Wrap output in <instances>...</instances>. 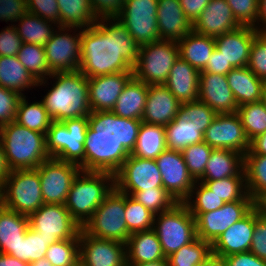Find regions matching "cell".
<instances>
[{
  "label": "cell",
  "mask_w": 266,
  "mask_h": 266,
  "mask_svg": "<svg viewBox=\"0 0 266 266\" xmlns=\"http://www.w3.org/2000/svg\"><path fill=\"white\" fill-rule=\"evenodd\" d=\"M79 71L87 78L133 72L139 45L127 28L114 18L99 19L82 29Z\"/></svg>",
  "instance_id": "obj_1"
},
{
  "label": "cell",
  "mask_w": 266,
  "mask_h": 266,
  "mask_svg": "<svg viewBox=\"0 0 266 266\" xmlns=\"http://www.w3.org/2000/svg\"><path fill=\"white\" fill-rule=\"evenodd\" d=\"M37 87L48 88L41 101L53 121L90 115L88 79L79 70L53 73L47 80L38 82Z\"/></svg>",
  "instance_id": "obj_2"
},
{
  "label": "cell",
  "mask_w": 266,
  "mask_h": 266,
  "mask_svg": "<svg viewBox=\"0 0 266 266\" xmlns=\"http://www.w3.org/2000/svg\"><path fill=\"white\" fill-rule=\"evenodd\" d=\"M114 187V174L81 170L72 182L64 205L83 227Z\"/></svg>",
  "instance_id": "obj_3"
},
{
  "label": "cell",
  "mask_w": 266,
  "mask_h": 266,
  "mask_svg": "<svg viewBox=\"0 0 266 266\" xmlns=\"http://www.w3.org/2000/svg\"><path fill=\"white\" fill-rule=\"evenodd\" d=\"M0 141L12 170L36 169L50 159L46 134L30 130L15 121L0 127Z\"/></svg>",
  "instance_id": "obj_4"
},
{
  "label": "cell",
  "mask_w": 266,
  "mask_h": 266,
  "mask_svg": "<svg viewBox=\"0 0 266 266\" xmlns=\"http://www.w3.org/2000/svg\"><path fill=\"white\" fill-rule=\"evenodd\" d=\"M87 127L88 116L53 121L46 133V150L50 158L74 163L85 171Z\"/></svg>",
  "instance_id": "obj_5"
},
{
  "label": "cell",
  "mask_w": 266,
  "mask_h": 266,
  "mask_svg": "<svg viewBox=\"0 0 266 266\" xmlns=\"http://www.w3.org/2000/svg\"><path fill=\"white\" fill-rule=\"evenodd\" d=\"M0 204L19 214L29 216L43 204L38 169H16L4 181Z\"/></svg>",
  "instance_id": "obj_6"
},
{
  "label": "cell",
  "mask_w": 266,
  "mask_h": 266,
  "mask_svg": "<svg viewBox=\"0 0 266 266\" xmlns=\"http://www.w3.org/2000/svg\"><path fill=\"white\" fill-rule=\"evenodd\" d=\"M153 230L166 258L197 237L195 218L184 202L155 215Z\"/></svg>",
  "instance_id": "obj_7"
},
{
  "label": "cell",
  "mask_w": 266,
  "mask_h": 266,
  "mask_svg": "<svg viewBox=\"0 0 266 266\" xmlns=\"http://www.w3.org/2000/svg\"><path fill=\"white\" fill-rule=\"evenodd\" d=\"M82 229L93 237L126 244L131 234L125 220V194L114 187Z\"/></svg>",
  "instance_id": "obj_8"
},
{
  "label": "cell",
  "mask_w": 266,
  "mask_h": 266,
  "mask_svg": "<svg viewBox=\"0 0 266 266\" xmlns=\"http://www.w3.org/2000/svg\"><path fill=\"white\" fill-rule=\"evenodd\" d=\"M178 58L179 46L175 41L159 40L144 44L139 46L133 76L148 85L165 84Z\"/></svg>",
  "instance_id": "obj_9"
},
{
  "label": "cell",
  "mask_w": 266,
  "mask_h": 266,
  "mask_svg": "<svg viewBox=\"0 0 266 266\" xmlns=\"http://www.w3.org/2000/svg\"><path fill=\"white\" fill-rule=\"evenodd\" d=\"M157 5V0H125L115 17L139 46L160 40Z\"/></svg>",
  "instance_id": "obj_10"
},
{
  "label": "cell",
  "mask_w": 266,
  "mask_h": 266,
  "mask_svg": "<svg viewBox=\"0 0 266 266\" xmlns=\"http://www.w3.org/2000/svg\"><path fill=\"white\" fill-rule=\"evenodd\" d=\"M29 228L41 233L49 245L60 240L79 238L81 226L64 204H43L28 216Z\"/></svg>",
  "instance_id": "obj_11"
},
{
  "label": "cell",
  "mask_w": 266,
  "mask_h": 266,
  "mask_svg": "<svg viewBox=\"0 0 266 266\" xmlns=\"http://www.w3.org/2000/svg\"><path fill=\"white\" fill-rule=\"evenodd\" d=\"M82 29L60 27L45 44V55L50 72H73L80 68Z\"/></svg>",
  "instance_id": "obj_12"
},
{
  "label": "cell",
  "mask_w": 266,
  "mask_h": 266,
  "mask_svg": "<svg viewBox=\"0 0 266 266\" xmlns=\"http://www.w3.org/2000/svg\"><path fill=\"white\" fill-rule=\"evenodd\" d=\"M115 188L127 195L163 187L161 173L153 159H143L131 154L114 174Z\"/></svg>",
  "instance_id": "obj_13"
},
{
  "label": "cell",
  "mask_w": 266,
  "mask_h": 266,
  "mask_svg": "<svg viewBox=\"0 0 266 266\" xmlns=\"http://www.w3.org/2000/svg\"><path fill=\"white\" fill-rule=\"evenodd\" d=\"M45 204H65L73 180L81 168L70 162L50 158L37 167Z\"/></svg>",
  "instance_id": "obj_14"
},
{
  "label": "cell",
  "mask_w": 266,
  "mask_h": 266,
  "mask_svg": "<svg viewBox=\"0 0 266 266\" xmlns=\"http://www.w3.org/2000/svg\"><path fill=\"white\" fill-rule=\"evenodd\" d=\"M142 120L117 116L112 111L90 112L86 137L117 138L131 153L136 145Z\"/></svg>",
  "instance_id": "obj_15"
},
{
  "label": "cell",
  "mask_w": 266,
  "mask_h": 266,
  "mask_svg": "<svg viewBox=\"0 0 266 266\" xmlns=\"http://www.w3.org/2000/svg\"><path fill=\"white\" fill-rule=\"evenodd\" d=\"M254 208V201L227 202L221 208L200 213L195 218L196 236L211 245L228 227Z\"/></svg>",
  "instance_id": "obj_16"
},
{
  "label": "cell",
  "mask_w": 266,
  "mask_h": 266,
  "mask_svg": "<svg viewBox=\"0 0 266 266\" xmlns=\"http://www.w3.org/2000/svg\"><path fill=\"white\" fill-rule=\"evenodd\" d=\"M85 171L115 174L131 154L117 138L85 137Z\"/></svg>",
  "instance_id": "obj_17"
},
{
  "label": "cell",
  "mask_w": 266,
  "mask_h": 266,
  "mask_svg": "<svg viewBox=\"0 0 266 266\" xmlns=\"http://www.w3.org/2000/svg\"><path fill=\"white\" fill-rule=\"evenodd\" d=\"M204 142L213 149H228L243 155L250 148L237 113L217 114L204 132Z\"/></svg>",
  "instance_id": "obj_18"
},
{
  "label": "cell",
  "mask_w": 266,
  "mask_h": 266,
  "mask_svg": "<svg viewBox=\"0 0 266 266\" xmlns=\"http://www.w3.org/2000/svg\"><path fill=\"white\" fill-rule=\"evenodd\" d=\"M79 266H127L126 244L79 233Z\"/></svg>",
  "instance_id": "obj_19"
},
{
  "label": "cell",
  "mask_w": 266,
  "mask_h": 266,
  "mask_svg": "<svg viewBox=\"0 0 266 266\" xmlns=\"http://www.w3.org/2000/svg\"><path fill=\"white\" fill-rule=\"evenodd\" d=\"M155 161L165 190L177 202H184L190 196L196 181L190 175L182 153L166 149Z\"/></svg>",
  "instance_id": "obj_20"
},
{
  "label": "cell",
  "mask_w": 266,
  "mask_h": 266,
  "mask_svg": "<svg viewBox=\"0 0 266 266\" xmlns=\"http://www.w3.org/2000/svg\"><path fill=\"white\" fill-rule=\"evenodd\" d=\"M132 77L133 72H119L87 78L91 112L111 111Z\"/></svg>",
  "instance_id": "obj_21"
},
{
  "label": "cell",
  "mask_w": 266,
  "mask_h": 266,
  "mask_svg": "<svg viewBox=\"0 0 266 266\" xmlns=\"http://www.w3.org/2000/svg\"><path fill=\"white\" fill-rule=\"evenodd\" d=\"M242 26L234 17L226 0H210L192 24V31L212 38L231 32Z\"/></svg>",
  "instance_id": "obj_22"
},
{
  "label": "cell",
  "mask_w": 266,
  "mask_h": 266,
  "mask_svg": "<svg viewBox=\"0 0 266 266\" xmlns=\"http://www.w3.org/2000/svg\"><path fill=\"white\" fill-rule=\"evenodd\" d=\"M198 100L217 114L236 113L238 104L228 85L226 75L200 72Z\"/></svg>",
  "instance_id": "obj_23"
},
{
  "label": "cell",
  "mask_w": 266,
  "mask_h": 266,
  "mask_svg": "<svg viewBox=\"0 0 266 266\" xmlns=\"http://www.w3.org/2000/svg\"><path fill=\"white\" fill-rule=\"evenodd\" d=\"M256 33L252 26H240L216 37L215 48L234 68L245 67L249 62L250 48Z\"/></svg>",
  "instance_id": "obj_24"
},
{
  "label": "cell",
  "mask_w": 266,
  "mask_h": 266,
  "mask_svg": "<svg viewBox=\"0 0 266 266\" xmlns=\"http://www.w3.org/2000/svg\"><path fill=\"white\" fill-rule=\"evenodd\" d=\"M180 102L164 85H149L142 122L166 126L174 120Z\"/></svg>",
  "instance_id": "obj_25"
},
{
  "label": "cell",
  "mask_w": 266,
  "mask_h": 266,
  "mask_svg": "<svg viewBox=\"0 0 266 266\" xmlns=\"http://www.w3.org/2000/svg\"><path fill=\"white\" fill-rule=\"evenodd\" d=\"M254 231V208L241 220L228 227L211 245L212 253L226 257L250 250Z\"/></svg>",
  "instance_id": "obj_26"
},
{
  "label": "cell",
  "mask_w": 266,
  "mask_h": 266,
  "mask_svg": "<svg viewBox=\"0 0 266 266\" xmlns=\"http://www.w3.org/2000/svg\"><path fill=\"white\" fill-rule=\"evenodd\" d=\"M157 24L160 40L180 41L192 31L179 0H157Z\"/></svg>",
  "instance_id": "obj_27"
},
{
  "label": "cell",
  "mask_w": 266,
  "mask_h": 266,
  "mask_svg": "<svg viewBox=\"0 0 266 266\" xmlns=\"http://www.w3.org/2000/svg\"><path fill=\"white\" fill-rule=\"evenodd\" d=\"M200 71L180 56L172 66L164 84L182 104L198 100Z\"/></svg>",
  "instance_id": "obj_28"
},
{
  "label": "cell",
  "mask_w": 266,
  "mask_h": 266,
  "mask_svg": "<svg viewBox=\"0 0 266 266\" xmlns=\"http://www.w3.org/2000/svg\"><path fill=\"white\" fill-rule=\"evenodd\" d=\"M28 228V216L0 204V253L17 258V245Z\"/></svg>",
  "instance_id": "obj_29"
},
{
  "label": "cell",
  "mask_w": 266,
  "mask_h": 266,
  "mask_svg": "<svg viewBox=\"0 0 266 266\" xmlns=\"http://www.w3.org/2000/svg\"><path fill=\"white\" fill-rule=\"evenodd\" d=\"M127 264H142L166 259L156 232H136L126 243Z\"/></svg>",
  "instance_id": "obj_30"
},
{
  "label": "cell",
  "mask_w": 266,
  "mask_h": 266,
  "mask_svg": "<svg viewBox=\"0 0 266 266\" xmlns=\"http://www.w3.org/2000/svg\"><path fill=\"white\" fill-rule=\"evenodd\" d=\"M245 176L244 155L228 149H213L200 180Z\"/></svg>",
  "instance_id": "obj_31"
},
{
  "label": "cell",
  "mask_w": 266,
  "mask_h": 266,
  "mask_svg": "<svg viewBox=\"0 0 266 266\" xmlns=\"http://www.w3.org/2000/svg\"><path fill=\"white\" fill-rule=\"evenodd\" d=\"M149 85L134 76L128 81L111 110L117 116L142 120Z\"/></svg>",
  "instance_id": "obj_32"
},
{
  "label": "cell",
  "mask_w": 266,
  "mask_h": 266,
  "mask_svg": "<svg viewBox=\"0 0 266 266\" xmlns=\"http://www.w3.org/2000/svg\"><path fill=\"white\" fill-rule=\"evenodd\" d=\"M226 78L238 106L261 101L264 81L259 79L247 66L232 69Z\"/></svg>",
  "instance_id": "obj_33"
},
{
  "label": "cell",
  "mask_w": 266,
  "mask_h": 266,
  "mask_svg": "<svg viewBox=\"0 0 266 266\" xmlns=\"http://www.w3.org/2000/svg\"><path fill=\"white\" fill-rule=\"evenodd\" d=\"M177 43L179 56L199 71L206 67L215 49V38L200 35L193 31L186 34Z\"/></svg>",
  "instance_id": "obj_34"
},
{
  "label": "cell",
  "mask_w": 266,
  "mask_h": 266,
  "mask_svg": "<svg viewBox=\"0 0 266 266\" xmlns=\"http://www.w3.org/2000/svg\"><path fill=\"white\" fill-rule=\"evenodd\" d=\"M37 85L38 82L20 63L17 56H0V86L25 96V91L32 88L35 90Z\"/></svg>",
  "instance_id": "obj_35"
},
{
  "label": "cell",
  "mask_w": 266,
  "mask_h": 266,
  "mask_svg": "<svg viewBox=\"0 0 266 266\" xmlns=\"http://www.w3.org/2000/svg\"><path fill=\"white\" fill-rule=\"evenodd\" d=\"M166 149L165 126L142 122L131 155L155 160Z\"/></svg>",
  "instance_id": "obj_36"
},
{
  "label": "cell",
  "mask_w": 266,
  "mask_h": 266,
  "mask_svg": "<svg viewBox=\"0 0 266 266\" xmlns=\"http://www.w3.org/2000/svg\"><path fill=\"white\" fill-rule=\"evenodd\" d=\"M16 23L17 24H14V27L23 42L43 47L59 26L55 22L42 19L41 17L28 12Z\"/></svg>",
  "instance_id": "obj_37"
},
{
  "label": "cell",
  "mask_w": 266,
  "mask_h": 266,
  "mask_svg": "<svg viewBox=\"0 0 266 266\" xmlns=\"http://www.w3.org/2000/svg\"><path fill=\"white\" fill-rule=\"evenodd\" d=\"M60 11V27L85 29L99 19L91 7L90 0H57Z\"/></svg>",
  "instance_id": "obj_38"
},
{
  "label": "cell",
  "mask_w": 266,
  "mask_h": 266,
  "mask_svg": "<svg viewBox=\"0 0 266 266\" xmlns=\"http://www.w3.org/2000/svg\"><path fill=\"white\" fill-rule=\"evenodd\" d=\"M26 96H22L19 100L14 121L30 130L46 134L53 119L48 114L41 100H34L31 103Z\"/></svg>",
  "instance_id": "obj_39"
},
{
  "label": "cell",
  "mask_w": 266,
  "mask_h": 266,
  "mask_svg": "<svg viewBox=\"0 0 266 266\" xmlns=\"http://www.w3.org/2000/svg\"><path fill=\"white\" fill-rule=\"evenodd\" d=\"M165 136L167 149L180 152L204 141V134L192 121L173 120L165 126Z\"/></svg>",
  "instance_id": "obj_40"
},
{
  "label": "cell",
  "mask_w": 266,
  "mask_h": 266,
  "mask_svg": "<svg viewBox=\"0 0 266 266\" xmlns=\"http://www.w3.org/2000/svg\"><path fill=\"white\" fill-rule=\"evenodd\" d=\"M17 58L37 82L47 80L52 74L43 46L23 42Z\"/></svg>",
  "instance_id": "obj_41"
},
{
  "label": "cell",
  "mask_w": 266,
  "mask_h": 266,
  "mask_svg": "<svg viewBox=\"0 0 266 266\" xmlns=\"http://www.w3.org/2000/svg\"><path fill=\"white\" fill-rule=\"evenodd\" d=\"M226 203L254 201L248 194L245 176L227 177L220 180H199Z\"/></svg>",
  "instance_id": "obj_42"
},
{
  "label": "cell",
  "mask_w": 266,
  "mask_h": 266,
  "mask_svg": "<svg viewBox=\"0 0 266 266\" xmlns=\"http://www.w3.org/2000/svg\"><path fill=\"white\" fill-rule=\"evenodd\" d=\"M211 254V244L196 237L191 243L168 256L167 260L169 266H202Z\"/></svg>",
  "instance_id": "obj_43"
},
{
  "label": "cell",
  "mask_w": 266,
  "mask_h": 266,
  "mask_svg": "<svg viewBox=\"0 0 266 266\" xmlns=\"http://www.w3.org/2000/svg\"><path fill=\"white\" fill-rule=\"evenodd\" d=\"M244 172L247 192L255 201L266 191V155H244Z\"/></svg>",
  "instance_id": "obj_44"
},
{
  "label": "cell",
  "mask_w": 266,
  "mask_h": 266,
  "mask_svg": "<svg viewBox=\"0 0 266 266\" xmlns=\"http://www.w3.org/2000/svg\"><path fill=\"white\" fill-rule=\"evenodd\" d=\"M236 113L249 141L266 132V108L261 101L240 105Z\"/></svg>",
  "instance_id": "obj_45"
},
{
  "label": "cell",
  "mask_w": 266,
  "mask_h": 266,
  "mask_svg": "<svg viewBox=\"0 0 266 266\" xmlns=\"http://www.w3.org/2000/svg\"><path fill=\"white\" fill-rule=\"evenodd\" d=\"M192 216L221 208L226 202L213 193L203 182L196 181L190 196L184 201Z\"/></svg>",
  "instance_id": "obj_46"
},
{
  "label": "cell",
  "mask_w": 266,
  "mask_h": 266,
  "mask_svg": "<svg viewBox=\"0 0 266 266\" xmlns=\"http://www.w3.org/2000/svg\"><path fill=\"white\" fill-rule=\"evenodd\" d=\"M155 214L125 194V220L130 234L153 229Z\"/></svg>",
  "instance_id": "obj_47"
},
{
  "label": "cell",
  "mask_w": 266,
  "mask_h": 266,
  "mask_svg": "<svg viewBox=\"0 0 266 266\" xmlns=\"http://www.w3.org/2000/svg\"><path fill=\"white\" fill-rule=\"evenodd\" d=\"M45 258L52 266H79V238L60 240L50 244Z\"/></svg>",
  "instance_id": "obj_48"
},
{
  "label": "cell",
  "mask_w": 266,
  "mask_h": 266,
  "mask_svg": "<svg viewBox=\"0 0 266 266\" xmlns=\"http://www.w3.org/2000/svg\"><path fill=\"white\" fill-rule=\"evenodd\" d=\"M217 113L200 100L182 103L174 120L192 121L203 134L210 126Z\"/></svg>",
  "instance_id": "obj_49"
},
{
  "label": "cell",
  "mask_w": 266,
  "mask_h": 266,
  "mask_svg": "<svg viewBox=\"0 0 266 266\" xmlns=\"http://www.w3.org/2000/svg\"><path fill=\"white\" fill-rule=\"evenodd\" d=\"M49 247V240L42 237L41 233L28 228L25 237H21L17 245V258L27 263H32L45 257Z\"/></svg>",
  "instance_id": "obj_50"
},
{
  "label": "cell",
  "mask_w": 266,
  "mask_h": 266,
  "mask_svg": "<svg viewBox=\"0 0 266 266\" xmlns=\"http://www.w3.org/2000/svg\"><path fill=\"white\" fill-rule=\"evenodd\" d=\"M212 151L213 148L203 141L190 145L181 152L188 171L195 181H199L204 176L205 167Z\"/></svg>",
  "instance_id": "obj_51"
},
{
  "label": "cell",
  "mask_w": 266,
  "mask_h": 266,
  "mask_svg": "<svg viewBox=\"0 0 266 266\" xmlns=\"http://www.w3.org/2000/svg\"><path fill=\"white\" fill-rule=\"evenodd\" d=\"M131 196L155 215L171 209L178 203L164 187L137 191Z\"/></svg>",
  "instance_id": "obj_52"
},
{
  "label": "cell",
  "mask_w": 266,
  "mask_h": 266,
  "mask_svg": "<svg viewBox=\"0 0 266 266\" xmlns=\"http://www.w3.org/2000/svg\"><path fill=\"white\" fill-rule=\"evenodd\" d=\"M247 67L259 79L266 81V34H255Z\"/></svg>",
  "instance_id": "obj_53"
},
{
  "label": "cell",
  "mask_w": 266,
  "mask_h": 266,
  "mask_svg": "<svg viewBox=\"0 0 266 266\" xmlns=\"http://www.w3.org/2000/svg\"><path fill=\"white\" fill-rule=\"evenodd\" d=\"M226 2L242 26L257 25L259 0H226Z\"/></svg>",
  "instance_id": "obj_54"
},
{
  "label": "cell",
  "mask_w": 266,
  "mask_h": 266,
  "mask_svg": "<svg viewBox=\"0 0 266 266\" xmlns=\"http://www.w3.org/2000/svg\"><path fill=\"white\" fill-rule=\"evenodd\" d=\"M21 97L19 93L0 86V127L15 120Z\"/></svg>",
  "instance_id": "obj_55"
},
{
  "label": "cell",
  "mask_w": 266,
  "mask_h": 266,
  "mask_svg": "<svg viewBox=\"0 0 266 266\" xmlns=\"http://www.w3.org/2000/svg\"><path fill=\"white\" fill-rule=\"evenodd\" d=\"M255 256L266 261V217L254 207V231L249 250Z\"/></svg>",
  "instance_id": "obj_56"
},
{
  "label": "cell",
  "mask_w": 266,
  "mask_h": 266,
  "mask_svg": "<svg viewBox=\"0 0 266 266\" xmlns=\"http://www.w3.org/2000/svg\"><path fill=\"white\" fill-rule=\"evenodd\" d=\"M27 11L60 26V11L57 0H26Z\"/></svg>",
  "instance_id": "obj_57"
},
{
  "label": "cell",
  "mask_w": 266,
  "mask_h": 266,
  "mask_svg": "<svg viewBox=\"0 0 266 266\" xmlns=\"http://www.w3.org/2000/svg\"><path fill=\"white\" fill-rule=\"evenodd\" d=\"M22 44L14 25L9 24L0 31V56H17Z\"/></svg>",
  "instance_id": "obj_58"
},
{
  "label": "cell",
  "mask_w": 266,
  "mask_h": 266,
  "mask_svg": "<svg viewBox=\"0 0 266 266\" xmlns=\"http://www.w3.org/2000/svg\"><path fill=\"white\" fill-rule=\"evenodd\" d=\"M26 0H0V20L16 24L27 13Z\"/></svg>",
  "instance_id": "obj_59"
},
{
  "label": "cell",
  "mask_w": 266,
  "mask_h": 266,
  "mask_svg": "<svg viewBox=\"0 0 266 266\" xmlns=\"http://www.w3.org/2000/svg\"><path fill=\"white\" fill-rule=\"evenodd\" d=\"M125 0H90L91 7L98 19L116 17Z\"/></svg>",
  "instance_id": "obj_60"
},
{
  "label": "cell",
  "mask_w": 266,
  "mask_h": 266,
  "mask_svg": "<svg viewBox=\"0 0 266 266\" xmlns=\"http://www.w3.org/2000/svg\"><path fill=\"white\" fill-rule=\"evenodd\" d=\"M232 69L234 67L227 63L222 53L218 52L215 48L206 67L200 72L227 75Z\"/></svg>",
  "instance_id": "obj_61"
},
{
  "label": "cell",
  "mask_w": 266,
  "mask_h": 266,
  "mask_svg": "<svg viewBox=\"0 0 266 266\" xmlns=\"http://www.w3.org/2000/svg\"><path fill=\"white\" fill-rule=\"evenodd\" d=\"M227 266H266V261L255 256L250 251L231 254L224 257Z\"/></svg>",
  "instance_id": "obj_62"
},
{
  "label": "cell",
  "mask_w": 266,
  "mask_h": 266,
  "mask_svg": "<svg viewBox=\"0 0 266 266\" xmlns=\"http://www.w3.org/2000/svg\"><path fill=\"white\" fill-rule=\"evenodd\" d=\"M184 14L193 24L210 0H179Z\"/></svg>",
  "instance_id": "obj_63"
},
{
  "label": "cell",
  "mask_w": 266,
  "mask_h": 266,
  "mask_svg": "<svg viewBox=\"0 0 266 266\" xmlns=\"http://www.w3.org/2000/svg\"><path fill=\"white\" fill-rule=\"evenodd\" d=\"M244 155H266V132L250 141V148Z\"/></svg>",
  "instance_id": "obj_64"
},
{
  "label": "cell",
  "mask_w": 266,
  "mask_h": 266,
  "mask_svg": "<svg viewBox=\"0 0 266 266\" xmlns=\"http://www.w3.org/2000/svg\"><path fill=\"white\" fill-rule=\"evenodd\" d=\"M11 172L12 169L8 164L4 147L2 145V142L0 141V190L2 188V185L4 184V181L7 179Z\"/></svg>",
  "instance_id": "obj_65"
},
{
  "label": "cell",
  "mask_w": 266,
  "mask_h": 266,
  "mask_svg": "<svg viewBox=\"0 0 266 266\" xmlns=\"http://www.w3.org/2000/svg\"><path fill=\"white\" fill-rule=\"evenodd\" d=\"M254 29L261 34H266V0H259L258 20Z\"/></svg>",
  "instance_id": "obj_66"
},
{
  "label": "cell",
  "mask_w": 266,
  "mask_h": 266,
  "mask_svg": "<svg viewBox=\"0 0 266 266\" xmlns=\"http://www.w3.org/2000/svg\"><path fill=\"white\" fill-rule=\"evenodd\" d=\"M0 266H30V263L21 261L10 255L0 253Z\"/></svg>",
  "instance_id": "obj_67"
},
{
  "label": "cell",
  "mask_w": 266,
  "mask_h": 266,
  "mask_svg": "<svg viewBox=\"0 0 266 266\" xmlns=\"http://www.w3.org/2000/svg\"><path fill=\"white\" fill-rule=\"evenodd\" d=\"M202 266H227V262L224 257L212 253Z\"/></svg>",
  "instance_id": "obj_68"
},
{
  "label": "cell",
  "mask_w": 266,
  "mask_h": 266,
  "mask_svg": "<svg viewBox=\"0 0 266 266\" xmlns=\"http://www.w3.org/2000/svg\"><path fill=\"white\" fill-rule=\"evenodd\" d=\"M254 207L258 210L259 214L266 217V191L254 201Z\"/></svg>",
  "instance_id": "obj_69"
},
{
  "label": "cell",
  "mask_w": 266,
  "mask_h": 266,
  "mask_svg": "<svg viewBox=\"0 0 266 266\" xmlns=\"http://www.w3.org/2000/svg\"><path fill=\"white\" fill-rule=\"evenodd\" d=\"M127 266H169L168 260H158L154 262L142 263V264H127Z\"/></svg>",
  "instance_id": "obj_70"
},
{
  "label": "cell",
  "mask_w": 266,
  "mask_h": 266,
  "mask_svg": "<svg viewBox=\"0 0 266 266\" xmlns=\"http://www.w3.org/2000/svg\"><path fill=\"white\" fill-rule=\"evenodd\" d=\"M30 266H52V264L45 257H43L30 263Z\"/></svg>",
  "instance_id": "obj_71"
},
{
  "label": "cell",
  "mask_w": 266,
  "mask_h": 266,
  "mask_svg": "<svg viewBox=\"0 0 266 266\" xmlns=\"http://www.w3.org/2000/svg\"><path fill=\"white\" fill-rule=\"evenodd\" d=\"M261 102L266 108V81H264L262 85Z\"/></svg>",
  "instance_id": "obj_72"
}]
</instances>
